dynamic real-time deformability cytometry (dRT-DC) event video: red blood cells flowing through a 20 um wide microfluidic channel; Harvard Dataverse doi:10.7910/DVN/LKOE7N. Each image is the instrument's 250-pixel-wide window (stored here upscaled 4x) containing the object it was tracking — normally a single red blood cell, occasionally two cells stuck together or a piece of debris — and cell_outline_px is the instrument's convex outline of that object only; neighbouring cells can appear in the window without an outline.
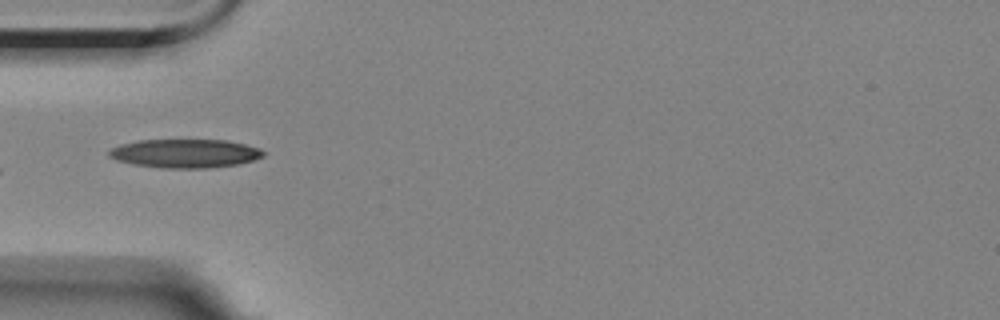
{"species": "Egyptian fruit bat (a non-hibernating species)", "species_latin": "Rousettus aegyptiacus", "temperature_condition": "room temperature", "stored_images_in_passage": 5, "camera_frame_rate_fps": 3000, "um_per_image_px": 0.085, "animal": {"sex": "female"}, "frame": {"image": 1, "passage_image": 4, "time_ms": 3.333, "image_size_px": [1000, 320], "cell_outline_px": [[264, 156], [240, 164], [208, 168], [160, 168], [132, 164], [116, 160], [108, 156], [108, 152], [112, 148], [120, 144], [140, 140], [224, 140], [244, 144], [260, 148], [264, 152]], "centroid_in_image_um": [15.71, 13.05], "position_along_channel_um": 69.3, "area_um2": 25.84}}
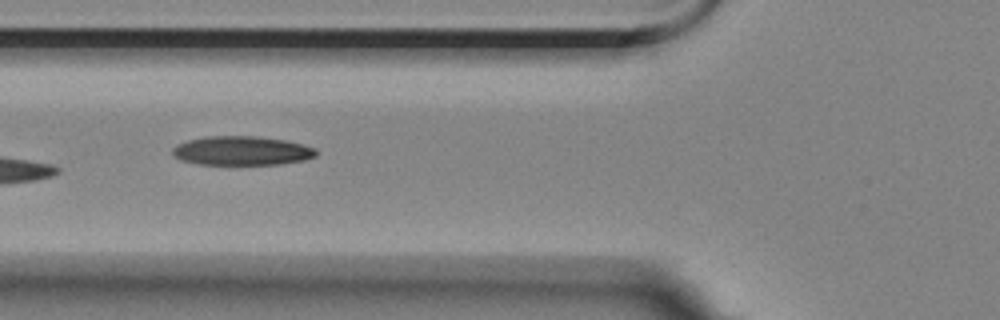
{"frame": {"image": 2, "passage_image": 5, "time_ms": 4.333, "image_size_px": [1000, 320], "cell_outline_px": [[316, 156], [304, 160], [280, 164], [200, 164], [180, 160], [172, 152], [172, 148], [176, 144], [188, 140], [204, 136], [256, 136], [284, 140], [316, 148]], "centroid_in_image_um": [20.53, 12.81], "position_along_channel_um": 105.3, "area_um2": 24.22}}